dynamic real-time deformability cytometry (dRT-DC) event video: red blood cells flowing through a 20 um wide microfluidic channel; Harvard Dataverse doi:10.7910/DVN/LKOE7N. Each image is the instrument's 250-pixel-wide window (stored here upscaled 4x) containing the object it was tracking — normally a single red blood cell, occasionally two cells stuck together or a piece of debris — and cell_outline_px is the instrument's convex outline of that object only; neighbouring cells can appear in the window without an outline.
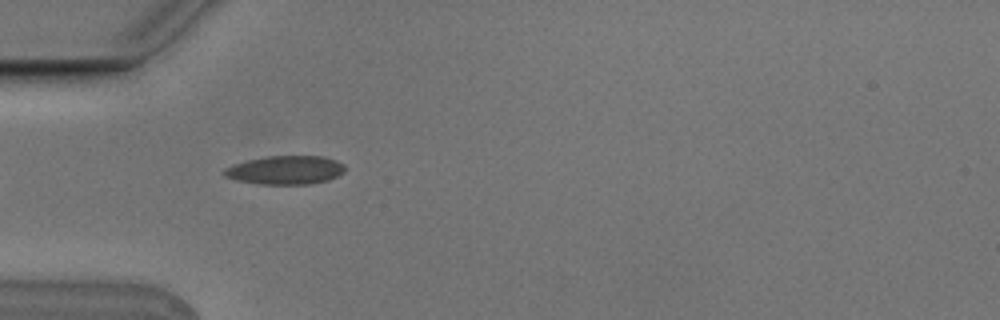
{"species": "Egyptian fruit bat (a non-hibernating species)", "species_latin": "Rousettus aegyptiacus", "temperature_condition": "cold", "stored_images_in_passage": 2, "camera_frame_rate_fps": 3000, "um_per_image_px": 0.085, "animal": {"sex": "male"}, "frame": {"image": 1, "passage_image": 1, "time_ms": 0.0, "image_size_px": [1000, 320], "cell_outline_px": [[344, 172], [328, 180], [308, 184], [260, 184], [236, 180], [224, 176], [220, 172], [224, 168], [248, 160], [268, 156], [324, 156], [336, 160], [344, 164]], "centroid_in_image_um": [24.25, 14.45], "position_along_channel_um": 60.8, "area_um2": 20.11}}